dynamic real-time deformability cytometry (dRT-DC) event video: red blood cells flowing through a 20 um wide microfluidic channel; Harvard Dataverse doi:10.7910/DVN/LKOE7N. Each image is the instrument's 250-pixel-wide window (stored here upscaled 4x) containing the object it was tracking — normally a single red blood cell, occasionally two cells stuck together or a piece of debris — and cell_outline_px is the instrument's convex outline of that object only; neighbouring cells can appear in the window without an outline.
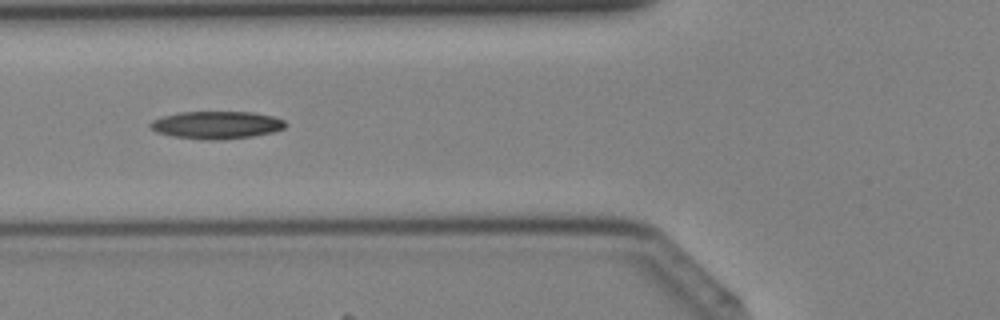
{"species": "Egyptian fruit bat (a non-hibernating species)", "species_latin": "Rousettus aegyptiacus", "temperature_condition": "cold", "stored_images_in_passage": 28, "camera_frame_rate_fps": 3000, "um_per_image_px": 0.085, "animal": {"sex": "female"}, "frame": {"image": 1, "passage_image": 3, "time_ms": 0.667, "image_size_px": [1000, 320], "cell_outline_px": [[288, 124], [284, 128], [272, 132], [252, 136], [208, 140], [172, 136], [156, 132], [148, 124], [152, 120], [164, 116], [180, 112], [252, 112], [272, 116], [284, 120]], "centroid_in_image_um": [18.4, 10.61], "position_along_channel_um": 107.4, "area_um2": 21.5}}
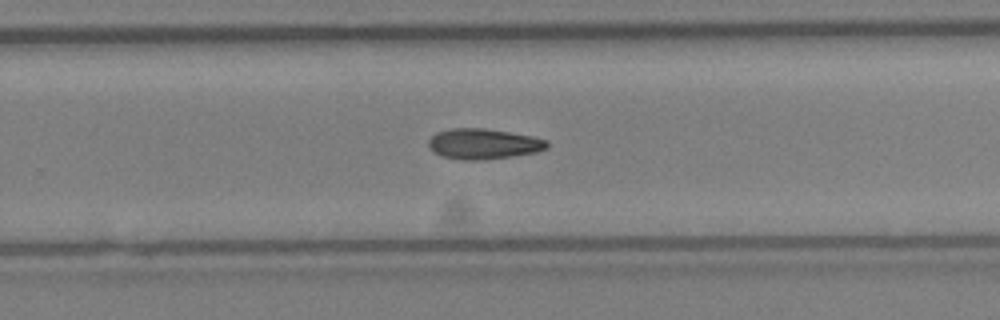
{"frame": {"image": 2, "passage_image": 14, "time_ms": 4.333, "image_size_px": [1000, 320], "cell_outline_px": [[548, 148], [536, 152], [512, 156], [484, 160], [464, 160], [440, 156], [432, 152], [428, 144], [428, 140], [436, 132], [452, 128], [484, 128], [532, 136], [548, 140]], "centroid_in_image_um": [41.07, 12.23], "position_along_channel_um": 288.7, "area_um2": 21.15}}
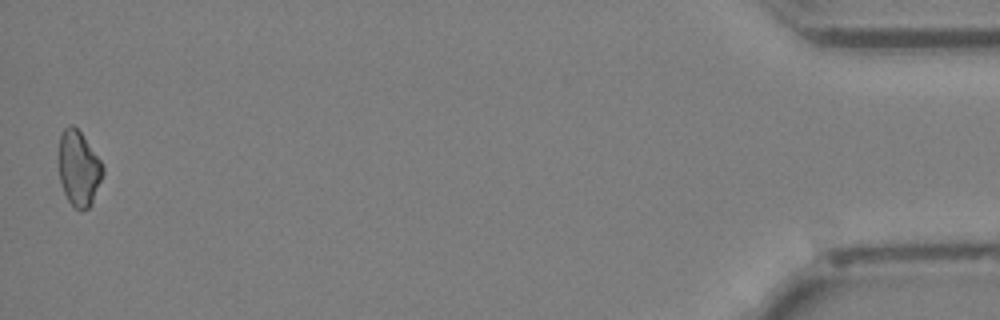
{"frame": {"image": 3, "passage_image": 28, "time_ms": 9.0, "image_size_px": [1000, 320], "cell_outline_px": [[104, 172], [92, 204], [88, 208], [80, 212], [68, 200], [64, 192], [60, 180], [60, 132], [68, 124], [72, 124], [80, 132], [100, 160], [104, 168]], "centroid_in_image_um": [6.7, 14.33], "position_along_channel_um": 428.5, "area_um2": 19.07}}